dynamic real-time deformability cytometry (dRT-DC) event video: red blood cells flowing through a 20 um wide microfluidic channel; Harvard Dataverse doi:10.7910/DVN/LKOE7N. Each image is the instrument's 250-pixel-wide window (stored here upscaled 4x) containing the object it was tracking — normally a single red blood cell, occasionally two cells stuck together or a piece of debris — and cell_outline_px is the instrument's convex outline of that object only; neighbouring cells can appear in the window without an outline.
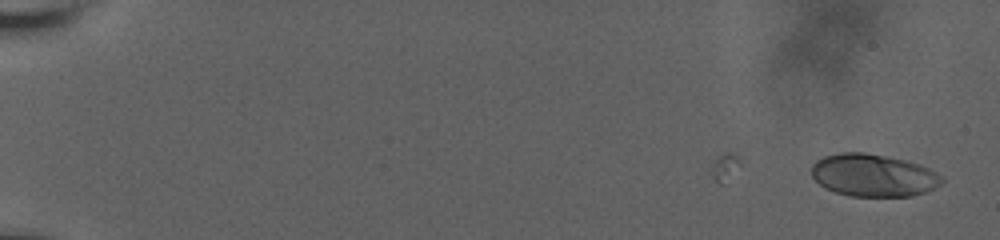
{"species": "human", "species_latin": "Homo sapiens", "temperature_condition": "room temperature", "stored_images_in_passage": 54, "camera_frame_rate_fps": 3000, "um_per_image_px": 0.085, "donor": {"sex": "male"}, "frame": {"image": 1, "passage_image": 2, "time_ms": 0.333, "image_size_px": [1000, 240], "cell_outline_px": [[944, 180], [940, 184], [924, 192], [912, 196], [852, 196], [836, 192], [824, 188], [812, 176], [812, 164], [816, 160], [824, 156], [840, 152], [864, 152], [904, 160], [920, 164], [944, 176]], "centroid_in_image_um": [74.22, 14.89], "position_along_channel_um": 10.8, "area_um2": 32.19}}
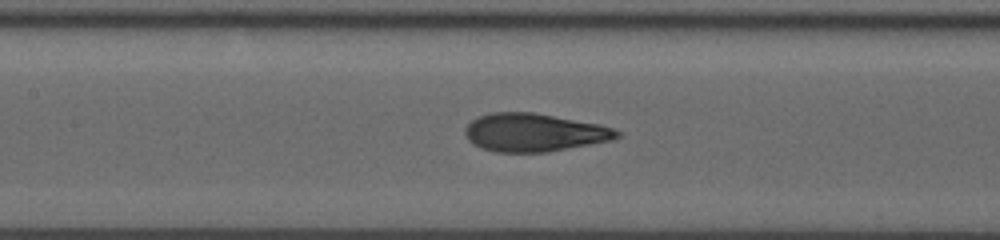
{"frame": {"image": 2, "passage_image": 31, "time_ms": 10.0, "image_size_px": [1000, 240], "cell_outline_px": [[620, 136], [612, 140], [548, 152], [496, 152], [480, 148], [468, 140], [464, 132], [464, 128], [472, 120], [480, 116], [492, 112], [532, 112], [600, 124], [612, 128], [620, 132]], "centroid_in_image_um": [45.38, 11.26], "position_along_channel_um": 162.0, "area_um2": 33.7}}
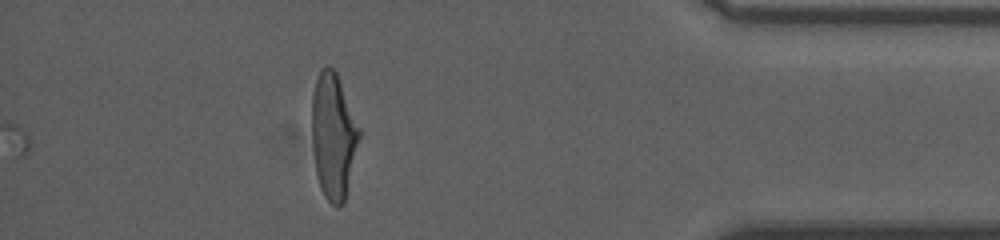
{"frame": {"image": 3, "passage_image": 54, "time_ms": 17.667, "image_size_px": [1000, 240], "cell_outline_px": [[360, 136], [344, 204], [336, 208], [324, 196], [320, 188], [316, 172], [312, 144], [312, 96], [316, 80], [320, 68], [324, 64], [328, 64], [336, 72], [360, 128]], "centroid_in_image_um": [28.32, 11.55], "position_along_channel_um": 406.9, "area_um2": 34.68}, "authors_computed_cell_mechanics": {"area_um2": 33.0327, "velocity_mm_per_s": 3.6609, "shape_relaxation_time_tau1_ms": 4.8296, "shape_relaxation_time_tau2_ms": 0.7631, "deformation_change_tau1": 0.2199, "deformation_change_tau2": 0.0832}}